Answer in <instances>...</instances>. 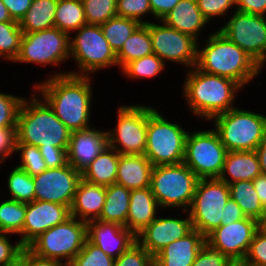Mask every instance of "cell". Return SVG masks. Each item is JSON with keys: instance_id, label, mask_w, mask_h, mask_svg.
<instances>
[{"instance_id": "50", "label": "cell", "mask_w": 266, "mask_h": 266, "mask_svg": "<svg viewBox=\"0 0 266 266\" xmlns=\"http://www.w3.org/2000/svg\"><path fill=\"white\" fill-rule=\"evenodd\" d=\"M15 266H66L64 263L36 256L28 248H23Z\"/></svg>"}, {"instance_id": "56", "label": "cell", "mask_w": 266, "mask_h": 266, "mask_svg": "<svg viewBox=\"0 0 266 266\" xmlns=\"http://www.w3.org/2000/svg\"><path fill=\"white\" fill-rule=\"evenodd\" d=\"M252 183L259 196L261 205L266 210V175L261 174L257 176Z\"/></svg>"}, {"instance_id": "1", "label": "cell", "mask_w": 266, "mask_h": 266, "mask_svg": "<svg viewBox=\"0 0 266 266\" xmlns=\"http://www.w3.org/2000/svg\"><path fill=\"white\" fill-rule=\"evenodd\" d=\"M93 76L63 75L35 80L32 89L48 104L58 119L71 131L94 125ZM93 109V110H92Z\"/></svg>"}, {"instance_id": "16", "label": "cell", "mask_w": 266, "mask_h": 266, "mask_svg": "<svg viewBox=\"0 0 266 266\" xmlns=\"http://www.w3.org/2000/svg\"><path fill=\"white\" fill-rule=\"evenodd\" d=\"M81 179V173L70 164L48 168L33 177L34 200L54 202L70 208Z\"/></svg>"}, {"instance_id": "32", "label": "cell", "mask_w": 266, "mask_h": 266, "mask_svg": "<svg viewBox=\"0 0 266 266\" xmlns=\"http://www.w3.org/2000/svg\"><path fill=\"white\" fill-rule=\"evenodd\" d=\"M228 185L230 197L240 206L245 216L262 224L266 220V210L260 203L252 181H238Z\"/></svg>"}, {"instance_id": "61", "label": "cell", "mask_w": 266, "mask_h": 266, "mask_svg": "<svg viewBox=\"0 0 266 266\" xmlns=\"http://www.w3.org/2000/svg\"><path fill=\"white\" fill-rule=\"evenodd\" d=\"M262 225L266 228V220L262 223Z\"/></svg>"}, {"instance_id": "23", "label": "cell", "mask_w": 266, "mask_h": 266, "mask_svg": "<svg viewBox=\"0 0 266 266\" xmlns=\"http://www.w3.org/2000/svg\"><path fill=\"white\" fill-rule=\"evenodd\" d=\"M162 21L167 26L193 37L198 42L205 38L202 36H206L202 35L203 31H206L208 26H212L203 17L197 0H180Z\"/></svg>"}, {"instance_id": "17", "label": "cell", "mask_w": 266, "mask_h": 266, "mask_svg": "<svg viewBox=\"0 0 266 266\" xmlns=\"http://www.w3.org/2000/svg\"><path fill=\"white\" fill-rule=\"evenodd\" d=\"M261 225L250 217L221 225L205 237L206 243L220 250L229 259H244L253 236Z\"/></svg>"}, {"instance_id": "55", "label": "cell", "mask_w": 266, "mask_h": 266, "mask_svg": "<svg viewBox=\"0 0 266 266\" xmlns=\"http://www.w3.org/2000/svg\"><path fill=\"white\" fill-rule=\"evenodd\" d=\"M223 218L221 225L230 224L232 222L246 218L240 206L230 197L227 204L223 208Z\"/></svg>"}, {"instance_id": "6", "label": "cell", "mask_w": 266, "mask_h": 266, "mask_svg": "<svg viewBox=\"0 0 266 266\" xmlns=\"http://www.w3.org/2000/svg\"><path fill=\"white\" fill-rule=\"evenodd\" d=\"M69 40L70 36L56 27L24 33L19 54L13 64H33L39 68L41 66L57 69L55 72L50 70V75H45V78L67 75L69 71L66 69L62 71L61 66L70 61Z\"/></svg>"}, {"instance_id": "14", "label": "cell", "mask_w": 266, "mask_h": 266, "mask_svg": "<svg viewBox=\"0 0 266 266\" xmlns=\"http://www.w3.org/2000/svg\"><path fill=\"white\" fill-rule=\"evenodd\" d=\"M219 31L263 70L266 68V16L234 10Z\"/></svg>"}, {"instance_id": "43", "label": "cell", "mask_w": 266, "mask_h": 266, "mask_svg": "<svg viewBox=\"0 0 266 266\" xmlns=\"http://www.w3.org/2000/svg\"><path fill=\"white\" fill-rule=\"evenodd\" d=\"M197 4L209 24L214 21L216 23L217 18L226 20L230 13L236 10V0H197Z\"/></svg>"}, {"instance_id": "24", "label": "cell", "mask_w": 266, "mask_h": 266, "mask_svg": "<svg viewBox=\"0 0 266 266\" xmlns=\"http://www.w3.org/2000/svg\"><path fill=\"white\" fill-rule=\"evenodd\" d=\"M105 197L106 186L81 179L70 207L71 216L84 222L97 220L102 212Z\"/></svg>"}, {"instance_id": "45", "label": "cell", "mask_w": 266, "mask_h": 266, "mask_svg": "<svg viewBox=\"0 0 266 266\" xmlns=\"http://www.w3.org/2000/svg\"><path fill=\"white\" fill-rule=\"evenodd\" d=\"M114 266H154V257L136 241L115 259Z\"/></svg>"}, {"instance_id": "47", "label": "cell", "mask_w": 266, "mask_h": 266, "mask_svg": "<svg viewBox=\"0 0 266 266\" xmlns=\"http://www.w3.org/2000/svg\"><path fill=\"white\" fill-rule=\"evenodd\" d=\"M245 260L266 265V228L261 225L255 232Z\"/></svg>"}, {"instance_id": "44", "label": "cell", "mask_w": 266, "mask_h": 266, "mask_svg": "<svg viewBox=\"0 0 266 266\" xmlns=\"http://www.w3.org/2000/svg\"><path fill=\"white\" fill-rule=\"evenodd\" d=\"M25 96L4 93L0 90V128L17 127V116Z\"/></svg>"}, {"instance_id": "7", "label": "cell", "mask_w": 266, "mask_h": 266, "mask_svg": "<svg viewBox=\"0 0 266 266\" xmlns=\"http://www.w3.org/2000/svg\"><path fill=\"white\" fill-rule=\"evenodd\" d=\"M160 109L157 107L148 116L144 155L153 166L183 163L189 131L183 122L172 121L163 116V110Z\"/></svg>"}, {"instance_id": "4", "label": "cell", "mask_w": 266, "mask_h": 266, "mask_svg": "<svg viewBox=\"0 0 266 266\" xmlns=\"http://www.w3.org/2000/svg\"><path fill=\"white\" fill-rule=\"evenodd\" d=\"M23 99L17 116V143L38 148H68L71 131L32 89Z\"/></svg>"}, {"instance_id": "18", "label": "cell", "mask_w": 266, "mask_h": 266, "mask_svg": "<svg viewBox=\"0 0 266 266\" xmlns=\"http://www.w3.org/2000/svg\"><path fill=\"white\" fill-rule=\"evenodd\" d=\"M182 214L185 217L177 214L162 216L159 213V216L136 234V241L154 257L162 248L193 230L188 212L182 210Z\"/></svg>"}, {"instance_id": "42", "label": "cell", "mask_w": 266, "mask_h": 266, "mask_svg": "<svg viewBox=\"0 0 266 266\" xmlns=\"http://www.w3.org/2000/svg\"><path fill=\"white\" fill-rule=\"evenodd\" d=\"M116 12L117 16L136 20L140 24L153 20L149 0H117ZM150 16L152 18H149Z\"/></svg>"}, {"instance_id": "60", "label": "cell", "mask_w": 266, "mask_h": 266, "mask_svg": "<svg viewBox=\"0 0 266 266\" xmlns=\"http://www.w3.org/2000/svg\"><path fill=\"white\" fill-rule=\"evenodd\" d=\"M244 266H266V265L251 263V262L244 259Z\"/></svg>"}, {"instance_id": "38", "label": "cell", "mask_w": 266, "mask_h": 266, "mask_svg": "<svg viewBox=\"0 0 266 266\" xmlns=\"http://www.w3.org/2000/svg\"><path fill=\"white\" fill-rule=\"evenodd\" d=\"M23 31L19 22H0V62L13 63L17 58Z\"/></svg>"}, {"instance_id": "22", "label": "cell", "mask_w": 266, "mask_h": 266, "mask_svg": "<svg viewBox=\"0 0 266 266\" xmlns=\"http://www.w3.org/2000/svg\"><path fill=\"white\" fill-rule=\"evenodd\" d=\"M205 242V237L193 229L185 237L162 248L154 256V266H192Z\"/></svg>"}, {"instance_id": "30", "label": "cell", "mask_w": 266, "mask_h": 266, "mask_svg": "<svg viewBox=\"0 0 266 266\" xmlns=\"http://www.w3.org/2000/svg\"><path fill=\"white\" fill-rule=\"evenodd\" d=\"M57 3L58 0H33L25 16L19 22L23 34L55 27Z\"/></svg>"}, {"instance_id": "39", "label": "cell", "mask_w": 266, "mask_h": 266, "mask_svg": "<svg viewBox=\"0 0 266 266\" xmlns=\"http://www.w3.org/2000/svg\"><path fill=\"white\" fill-rule=\"evenodd\" d=\"M15 155L19 156L16 167L35 177L48 169L38 147L30 144L17 143Z\"/></svg>"}, {"instance_id": "40", "label": "cell", "mask_w": 266, "mask_h": 266, "mask_svg": "<svg viewBox=\"0 0 266 266\" xmlns=\"http://www.w3.org/2000/svg\"><path fill=\"white\" fill-rule=\"evenodd\" d=\"M87 24L101 25L117 16V0H82Z\"/></svg>"}, {"instance_id": "33", "label": "cell", "mask_w": 266, "mask_h": 266, "mask_svg": "<svg viewBox=\"0 0 266 266\" xmlns=\"http://www.w3.org/2000/svg\"><path fill=\"white\" fill-rule=\"evenodd\" d=\"M54 23L69 36L86 25L82 0H58Z\"/></svg>"}, {"instance_id": "34", "label": "cell", "mask_w": 266, "mask_h": 266, "mask_svg": "<svg viewBox=\"0 0 266 266\" xmlns=\"http://www.w3.org/2000/svg\"><path fill=\"white\" fill-rule=\"evenodd\" d=\"M169 65H166L156 54H149L140 59L131 61L121 71V76H125L126 79L135 80L146 79L145 81L154 80L155 77L160 78L164 71H167ZM166 69V70H165ZM148 79V80H147Z\"/></svg>"}, {"instance_id": "27", "label": "cell", "mask_w": 266, "mask_h": 266, "mask_svg": "<svg viewBox=\"0 0 266 266\" xmlns=\"http://www.w3.org/2000/svg\"><path fill=\"white\" fill-rule=\"evenodd\" d=\"M261 174L255 150L228 151L218 178L227 184H232L238 181H253Z\"/></svg>"}, {"instance_id": "57", "label": "cell", "mask_w": 266, "mask_h": 266, "mask_svg": "<svg viewBox=\"0 0 266 266\" xmlns=\"http://www.w3.org/2000/svg\"><path fill=\"white\" fill-rule=\"evenodd\" d=\"M255 152L258 156L261 173L266 175V137L258 145Z\"/></svg>"}, {"instance_id": "10", "label": "cell", "mask_w": 266, "mask_h": 266, "mask_svg": "<svg viewBox=\"0 0 266 266\" xmlns=\"http://www.w3.org/2000/svg\"><path fill=\"white\" fill-rule=\"evenodd\" d=\"M159 106L138 104H119L116 124L107 131L108 145L119 154H142L146 149L147 119ZM117 117V118H116Z\"/></svg>"}, {"instance_id": "37", "label": "cell", "mask_w": 266, "mask_h": 266, "mask_svg": "<svg viewBox=\"0 0 266 266\" xmlns=\"http://www.w3.org/2000/svg\"><path fill=\"white\" fill-rule=\"evenodd\" d=\"M0 201V232L19 236L23 231L26 215V203L1 198Z\"/></svg>"}, {"instance_id": "48", "label": "cell", "mask_w": 266, "mask_h": 266, "mask_svg": "<svg viewBox=\"0 0 266 266\" xmlns=\"http://www.w3.org/2000/svg\"><path fill=\"white\" fill-rule=\"evenodd\" d=\"M16 144L17 127L0 128V170L5 165V161L7 163L12 158V155H15Z\"/></svg>"}, {"instance_id": "59", "label": "cell", "mask_w": 266, "mask_h": 266, "mask_svg": "<svg viewBox=\"0 0 266 266\" xmlns=\"http://www.w3.org/2000/svg\"><path fill=\"white\" fill-rule=\"evenodd\" d=\"M225 266H244V259H230Z\"/></svg>"}, {"instance_id": "36", "label": "cell", "mask_w": 266, "mask_h": 266, "mask_svg": "<svg viewBox=\"0 0 266 266\" xmlns=\"http://www.w3.org/2000/svg\"><path fill=\"white\" fill-rule=\"evenodd\" d=\"M140 25L141 24L136 20L115 16L100 26L111 49L117 54L127 38H129Z\"/></svg>"}, {"instance_id": "13", "label": "cell", "mask_w": 266, "mask_h": 266, "mask_svg": "<svg viewBox=\"0 0 266 266\" xmlns=\"http://www.w3.org/2000/svg\"><path fill=\"white\" fill-rule=\"evenodd\" d=\"M227 152L214 128H195L193 132H188L183 163L200 179L218 178Z\"/></svg>"}, {"instance_id": "52", "label": "cell", "mask_w": 266, "mask_h": 266, "mask_svg": "<svg viewBox=\"0 0 266 266\" xmlns=\"http://www.w3.org/2000/svg\"><path fill=\"white\" fill-rule=\"evenodd\" d=\"M33 0H2L12 19L20 22L30 8Z\"/></svg>"}, {"instance_id": "51", "label": "cell", "mask_w": 266, "mask_h": 266, "mask_svg": "<svg viewBox=\"0 0 266 266\" xmlns=\"http://www.w3.org/2000/svg\"><path fill=\"white\" fill-rule=\"evenodd\" d=\"M48 168H59L68 164L67 148H39Z\"/></svg>"}, {"instance_id": "21", "label": "cell", "mask_w": 266, "mask_h": 266, "mask_svg": "<svg viewBox=\"0 0 266 266\" xmlns=\"http://www.w3.org/2000/svg\"><path fill=\"white\" fill-rule=\"evenodd\" d=\"M87 239L116 259L136 242V235L125 226L114 222H87Z\"/></svg>"}, {"instance_id": "3", "label": "cell", "mask_w": 266, "mask_h": 266, "mask_svg": "<svg viewBox=\"0 0 266 266\" xmlns=\"http://www.w3.org/2000/svg\"><path fill=\"white\" fill-rule=\"evenodd\" d=\"M211 30L206 40L198 42L196 67L208 74L230 78L246 89L263 69L219 30Z\"/></svg>"}, {"instance_id": "8", "label": "cell", "mask_w": 266, "mask_h": 266, "mask_svg": "<svg viewBox=\"0 0 266 266\" xmlns=\"http://www.w3.org/2000/svg\"><path fill=\"white\" fill-rule=\"evenodd\" d=\"M210 123L227 151L256 150L266 137V115L237 105L215 116Z\"/></svg>"}, {"instance_id": "26", "label": "cell", "mask_w": 266, "mask_h": 266, "mask_svg": "<svg viewBox=\"0 0 266 266\" xmlns=\"http://www.w3.org/2000/svg\"><path fill=\"white\" fill-rule=\"evenodd\" d=\"M160 209L150 187L131 190L126 228L138 234L162 212Z\"/></svg>"}, {"instance_id": "58", "label": "cell", "mask_w": 266, "mask_h": 266, "mask_svg": "<svg viewBox=\"0 0 266 266\" xmlns=\"http://www.w3.org/2000/svg\"><path fill=\"white\" fill-rule=\"evenodd\" d=\"M0 22H17L12 19L2 0H0Z\"/></svg>"}, {"instance_id": "54", "label": "cell", "mask_w": 266, "mask_h": 266, "mask_svg": "<svg viewBox=\"0 0 266 266\" xmlns=\"http://www.w3.org/2000/svg\"><path fill=\"white\" fill-rule=\"evenodd\" d=\"M180 0H149L153 21L162 20Z\"/></svg>"}, {"instance_id": "53", "label": "cell", "mask_w": 266, "mask_h": 266, "mask_svg": "<svg viewBox=\"0 0 266 266\" xmlns=\"http://www.w3.org/2000/svg\"><path fill=\"white\" fill-rule=\"evenodd\" d=\"M236 10L266 16V0H236Z\"/></svg>"}, {"instance_id": "12", "label": "cell", "mask_w": 266, "mask_h": 266, "mask_svg": "<svg viewBox=\"0 0 266 266\" xmlns=\"http://www.w3.org/2000/svg\"><path fill=\"white\" fill-rule=\"evenodd\" d=\"M230 198L229 185L219 178L199 179L192 203L187 210L192 227L206 237L220 227L224 206Z\"/></svg>"}, {"instance_id": "19", "label": "cell", "mask_w": 266, "mask_h": 266, "mask_svg": "<svg viewBox=\"0 0 266 266\" xmlns=\"http://www.w3.org/2000/svg\"><path fill=\"white\" fill-rule=\"evenodd\" d=\"M70 217V208L65 205L39 200L26 203L23 231L18 240L24 248H27L43 232Z\"/></svg>"}, {"instance_id": "41", "label": "cell", "mask_w": 266, "mask_h": 266, "mask_svg": "<svg viewBox=\"0 0 266 266\" xmlns=\"http://www.w3.org/2000/svg\"><path fill=\"white\" fill-rule=\"evenodd\" d=\"M115 259L88 239L79 254L67 266H114Z\"/></svg>"}, {"instance_id": "15", "label": "cell", "mask_w": 266, "mask_h": 266, "mask_svg": "<svg viewBox=\"0 0 266 266\" xmlns=\"http://www.w3.org/2000/svg\"><path fill=\"white\" fill-rule=\"evenodd\" d=\"M145 25L149 29L153 53L166 65L170 62L171 65L173 63L184 67L186 71L196 66V39L167 26L162 20L151 21Z\"/></svg>"}, {"instance_id": "5", "label": "cell", "mask_w": 266, "mask_h": 266, "mask_svg": "<svg viewBox=\"0 0 266 266\" xmlns=\"http://www.w3.org/2000/svg\"><path fill=\"white\" fill-rule=\"evenodd\" d=\"M70 75L93 76L117 68V57L105 39L100 25L86 24L70 35ZM74 61V62H73Z\"/></svg>"}, {"instance_id": "49", "label": "cell", "mask_w": 266, "mask_h": 266, "mask_svg": "<svg viewBox=\"0 0 266 266\" xmlns=\"http://www.w3.org/2000/svg\"><path fill=\"white\" fill-rule=\"evenodd\" d=\"M229 260L220 250L205 242L192 266H225Z\"/></svg>"}, {"instance_id": "2", "label": "cell", "mask_w": 266, "mask_h": 266, "mask_svg": "<svg viewBox=\"0 0 266 266\" xmlns=\"http://www.w3.org/2000/svg\"><path fill=\"white\" fill-rule=\"evenodd\" d=\"M185 73L180 87L184 105L187 102L185 108L190 110L191 116L194 115L193 119L198 118L208 125L215 116L236 107L239 92L244 91L234 80L205 73L196 66Z\"/></svg>"}, {"instance_id": "29", "label": "cell", "mask_w": 266, "mask_h": 266, "mask_svg": "<svg viewBox=\"0 0 266 266\" xmlns=\"http://www.w3.org/2000/svg\"><path fill=\"white\" fill-rule=\"evenodd\" d=\"M131 190L119 185L106 186V197L100 217L97 220L114 222L126 227Z\"/></svg>"}, {"instance_id": "9", "label": "cell", "mask_w": 266, "mask_h": 266, "mask_svg": "<svg viewBox=\"0 0 266 266\" xmlns=\"http://www.w3.org/2000/svg\"><path fill=\"white\" fill-rule=\"evenodd\" d=\"M199 177L185 164L154 166L151 191L161 210H185L192 203Z\"/></svg>"}, {"instance_id": "28", "label": "cell", "mask_w": 266, "mask_h": 266, "mask_svg": "<svg viewBox=\"0 0 266 266\" xmlns=\"http://www.w3.org/2000/svg\"><path fill=\"white\" fill-rule=\"evenodd\" d=\"M119 153L109 145L81 172L89 183L109 186L116 183Z\"/></svg>"}, {"instance_id": "31", "label": "cell", "mask_w": 266, "mask_h": 266, "mask_svg": "<svg viewBox=\"0 0 266 266\" xmlns=\"http://www.w3.org/2000/svg\"><path fill=\"white\" fill-rule=\"evenodd\" d=\"M153 54L151 36L145 24H141L124 42L116 54L119 72L131 61Z\"/></svg>"}, {"instance_id": "35", "label": "cell", "mask_w": 266, "mask_h": 266, "mask_svg": "<svg viewBox=\"0 0 266 266\" xmlns=\"http://www.w3.org/2000/svg\"><path fill=\"white\" fill-rule=\"evenodd\" d=\"M9 170L6 179V192H9L8 199L16 200L18 202L30 203L34 201L35 189L34 180L31 175L15 165Z\"/></svg>"}, {"instance_id": "20", "label": "cell", "mask_w": 266, "mask_h": 266, "mask_svg": "<svg viewBox=\"0 0 266 266\" xmlns=\"http://www.w3.org/2000/svg\"><path fill=\"white\" fill-rule=\"evenodd\" d=\"M108 146L107 131L100 127L71 132L67 161L80 173Z\"/></svg>"}, {"instance_id": "11", "label": "cell", "mask_w": 266, "mask_h": 266, "mask_svg": "<svg viewBox=\"0 0 266 266\" xmlns=\"http://www.w3.org/2000/svg\"><path fill=\"white\" fill-rule=\"evenodd\" d=\"M87 240V222L70 217L43 232L27 248L36 256L57 260L66 266L83 249Z\"/></svg>"}, {"instance_id": "46", "label": "cell", "mask_w": 266, "mask_h": 266, "mask_svg": "<svg viewBox=\"0 0 266 266\" xmlns=\"http://www.w3.org/2000/svg\"><path fill=\"white\" fill-rule=\"evenodd\" d=\"M12 235L0 232V266H15L24 248L18 239L11 241Z\"/></svg>"}, {"instance_id": "25", "label": "cell", "mask_w": 266, "mask_h": 266, "mask_svg": "<svg viewBox=\"0 0 266 266\" xmlns=\"http://www.w3.org/2000/svg\"><path fill=\"white\" fill-rule=\"evenodd\" d=\"M153 167L145 155L119 154L116 184L129 190L150 187Z\"/></svg>"}]
</instances>
